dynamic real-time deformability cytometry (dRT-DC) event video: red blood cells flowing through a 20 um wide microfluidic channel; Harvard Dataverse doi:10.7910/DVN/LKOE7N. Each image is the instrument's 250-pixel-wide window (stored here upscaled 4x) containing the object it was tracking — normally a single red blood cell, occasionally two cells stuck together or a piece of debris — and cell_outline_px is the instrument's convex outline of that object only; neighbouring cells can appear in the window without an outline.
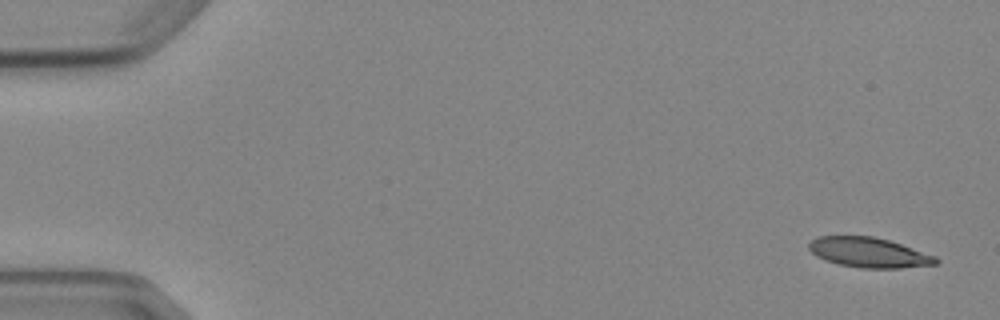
{"species": "Egyptian fruit bat (a non-hibernating species)", "species_latin": "Rousettus aegyptiacus", "temperature_condition": "cold", "stored_images_in_passage": 5, "segment_of_instrument_passage": [1, 2], "camera_frame_rate_fps": 3000, "um_per_image_px": 0.085, "animal": {"sex": "female"}, "frame": {"image": 1, "passage_image": 1, "time_ms": 0.0, "image_size_px": [1000, 320], "cell_outline_px": [[940, 260], [936, 264], [900, 268], [860, 268], [840, 264], [824, 260], [816, 256], [808, 248], [808, 244], [816, 236], [872, 236], [888, 240], [936, 256]], "centroid_in_image_um": [73.83, 21.46], "position_along_channel_um": 11.2, "area_um2": 22.08}}